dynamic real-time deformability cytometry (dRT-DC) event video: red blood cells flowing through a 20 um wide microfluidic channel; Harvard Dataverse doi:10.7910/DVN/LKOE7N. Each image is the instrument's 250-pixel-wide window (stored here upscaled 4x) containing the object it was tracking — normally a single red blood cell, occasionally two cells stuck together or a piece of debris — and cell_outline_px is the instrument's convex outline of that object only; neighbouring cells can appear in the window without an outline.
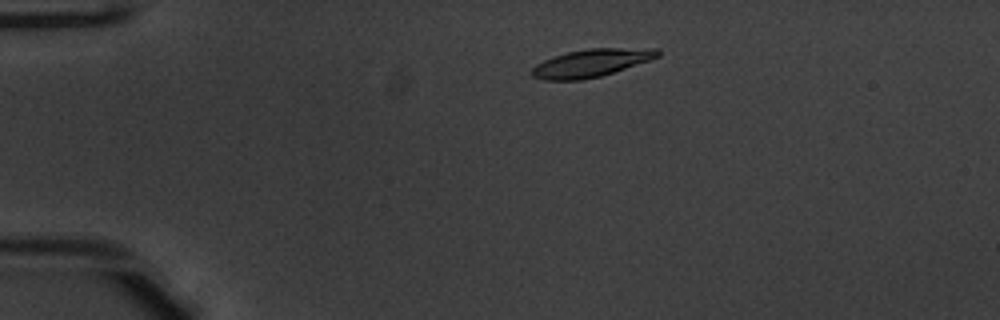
{"species": "common noctule bat (a hibernating species)", "species_latin": "Nyctalus noctula", "temperature_condition": "warm", "stored_images_in_passage": 48, "camera_frame_rate_fps": 3000, "um_per_image_px": 0.085, "animal": {"sex": "male", "body_mass_g": 20.1, "forearm_length_mm": 53.5}, "frame": {"image": 1, "passage_image": 7, "time_ms": 2.0, "image_size_px": [1000, 320], "cell_outline_px": [[660, 56], [652, 60], [600, 76], [584, 80], [544, 80], [532, 76], [528, 72], [536, 64], [552, 56], [568, 52], [588, 48], [656, 48], [660, 52]], "centroid_in_image_um": [50.24, 5.35], "position_along_channel_um": 34.8, "area_um2": 20.58}}
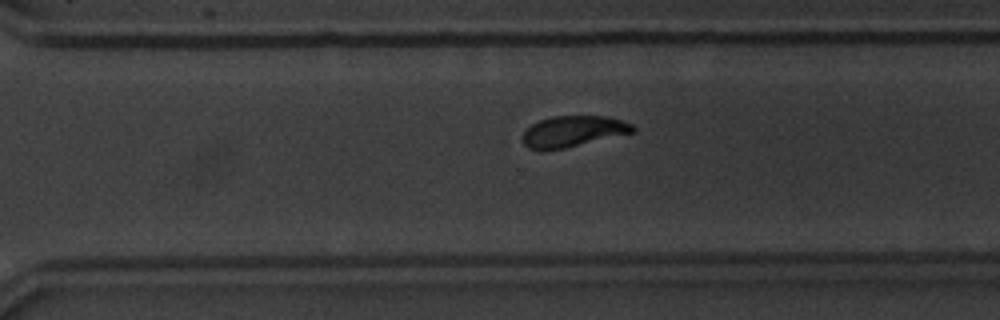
{"frame": {"image": 2, "passage_image": 33, "time_ms": 10.667, "image_size_px": [1000, 320], "cell_outline_px": [[636, 132], [564, 148], [540, 152], [528, 148], [524, 144], [524, 132], [532, 124], [540, 120], [552, 116], [608, 116], [632, 124], [636, 128]], "centroid_in_image_um": [48.72, 11.18], "position_along_channel_um": 321.9, "area_um2": 20.0}}
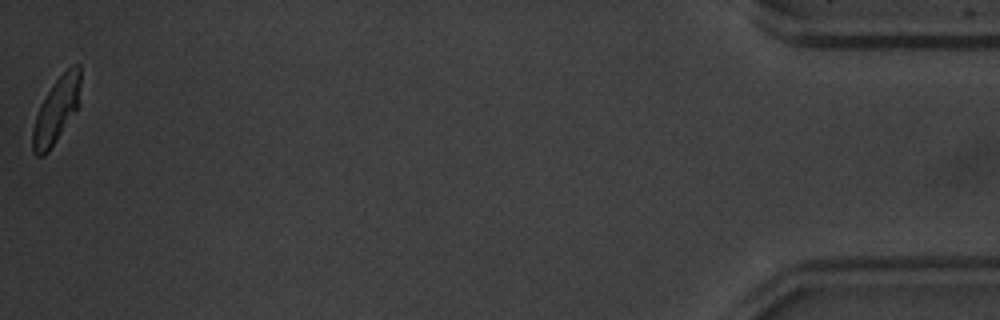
{"frame": {"image": 3, "passage_image": 48, "time_ms": 15.667, "image_size_px": [1000, 320], "cell_outline_px": [[80, 104], [48, 152], [44, 156], [36, 156], [32, 152], [32, 128], [40, 104], [52, 84], [72, 64], [80, 64]], "centroid_in_image_um": [4.79, 9.37], "position_along_channel_um": 430.4, "area_um2": 18.26}, "authors_computed_cell_mechanics": {"area_um2": 20.5479, "velocity_mm_per_s": 3.9075, "shape_relaxation_time_tau1_ms": 2.997, "shape_relaxation_time_tau2_ms": 2.3632, "deformation_change_tau1": 0.1557, "deformation_change_tau2": 0.0626}}